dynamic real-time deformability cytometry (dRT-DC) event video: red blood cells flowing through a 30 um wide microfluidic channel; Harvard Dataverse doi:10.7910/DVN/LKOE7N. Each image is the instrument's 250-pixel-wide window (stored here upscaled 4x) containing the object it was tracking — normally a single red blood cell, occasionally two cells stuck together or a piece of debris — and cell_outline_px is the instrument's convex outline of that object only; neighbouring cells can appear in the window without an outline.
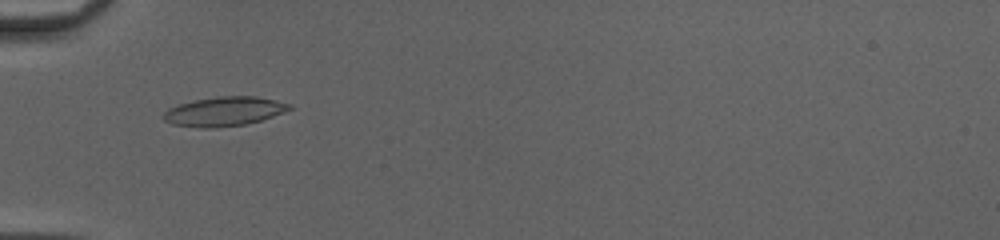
{"species": "common noctule bat (a hibernating species)", "species_latin": "Nyctalus noctula", "temperature_condition": "cold", "stored_images_in_passage": 52, "camera_frame_rate_fps": 3000, "um_per_image_px": 0.085, "animal": {"sex": "female", "body_mass_g": 20.0, "forearm_length_mm": 54.0}, "frame": {"image": 1, "passage_image": 20, "time_ms": 6.333, "image_size_px": [1000, 240], "cell_outline_px": [[292, 108], [284, 112], [260, 120], [244, 124], [216, 128], [200, 128], [172, 124], [164, 120], [160, 116], [168, 108], [192, 100], [216, 96], [256, 96], [276, 100], [292, 104]], "centroid_in_image_um": [19.02, 9.46], "position_along_channel_um": 66.0, "area_um2": 21.62}}
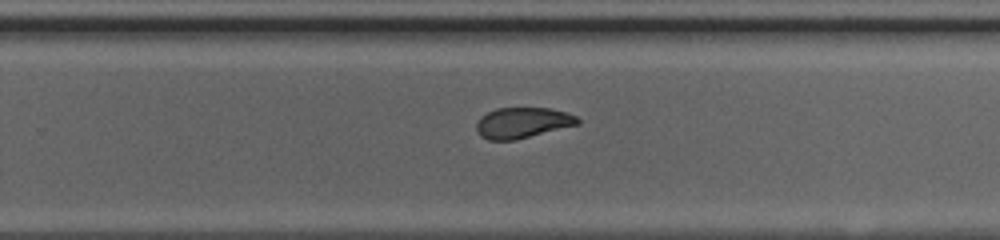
{"frame": {"image": 2, "passage_image": 36, "time_ms": 11.667, "image_size_px": [1000, 240], "cell_outline_px": [[580, 124], [516, 140], [488, 140], [480, 136], [476, 132], [476, 124], [480, 116], [496, 108], [548, 108], [568, 112], [576, 116], [580, 120]], "centroid_in_image_um": [44.41, 10.44], "position_along_channel_um": 285.4, "area_um2": 18.32}}
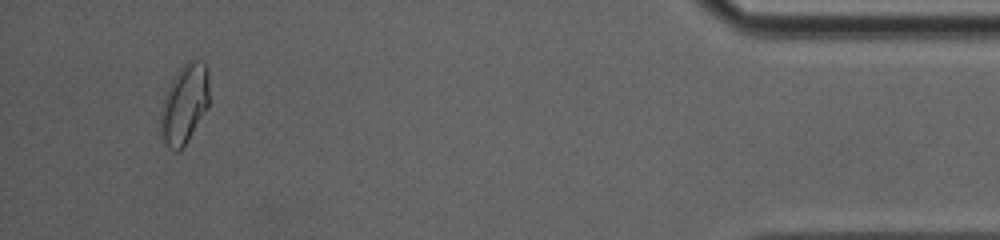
{"frame": {"image": 3, "passage_image": 50, "time_ms": 16.333, "image_size_px": [1000, 240], "cell_outline_px": [[208, 108], [184, 144], [176, 152], [168, 148], [160, 132], [160, 112], [164, 96], [172, 80], [180, 68], [192, 56], [204, 60], [208, 68]], "centroid_in_image_um": [15.68, 8.76], "position_along_channel_um": 419.5, "area_um2": 22.54}, "authors_computed_cell_mechanics": {"area_um2": 19.8832, "velocity_mm_per_s": 4.1838, "shape_relaxation_time_tau1_ms": 8.8242, "shape_relaxation_time_tau2_ms": 1.4488, "deformation_change_tau1": 0.2142, "deformation_change_tau2": 0.0643}}